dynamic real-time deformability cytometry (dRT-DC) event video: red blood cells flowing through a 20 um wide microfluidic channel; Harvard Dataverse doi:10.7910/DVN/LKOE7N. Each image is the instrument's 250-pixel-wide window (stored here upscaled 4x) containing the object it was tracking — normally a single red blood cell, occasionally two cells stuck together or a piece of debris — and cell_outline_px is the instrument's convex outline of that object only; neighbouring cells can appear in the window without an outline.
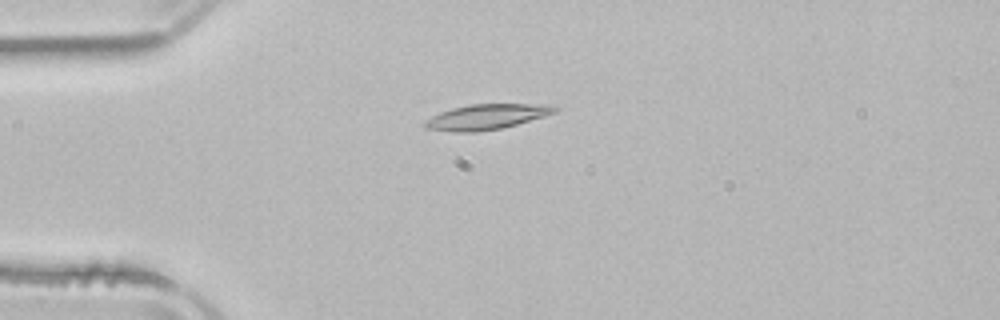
{"species": "common noctule bat (a hibernating species)", "species_latin": "Nyctalus noctula", "temperature_condition": "room temperature", "stored_images_in_passage": 2, "camera_frame_rate_fps": 3000, "um_per_image_px": 0.085, "animal": {"sex": "male", "body_mass_g": 21.5, "forearm_length_mm": 52.0}, "frame": {"image": 1, "passage_image": 1, "time_ms": 0.0, "image_size_px": [1000, 320], "cell_outline_px": [[560, 108], [556, 112], [544, 116], [516, 124], [500, 128], [476, 132], [456, 132], [424, 128], [424, 120], [440, 112], [452, 108], [472, 104], [556, 104]], "centroid_in_image_um": [41.38, 9.92], "position_along_channel_um": 43.6, "area_um2": 19.13}}